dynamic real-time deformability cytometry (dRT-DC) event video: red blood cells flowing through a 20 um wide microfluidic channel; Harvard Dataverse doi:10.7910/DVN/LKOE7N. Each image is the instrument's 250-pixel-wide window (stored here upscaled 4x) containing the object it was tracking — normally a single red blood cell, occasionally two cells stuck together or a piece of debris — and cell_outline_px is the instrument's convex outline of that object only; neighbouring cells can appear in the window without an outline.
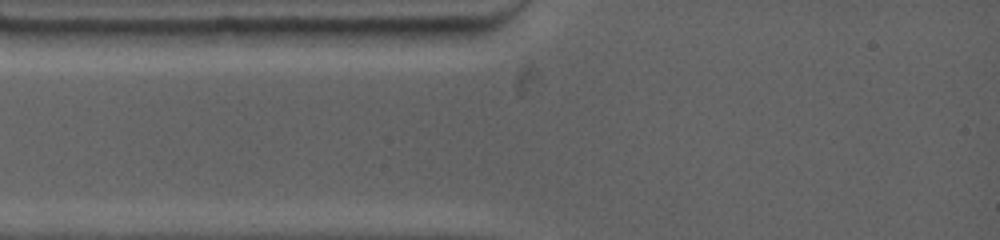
{"species": "common noctule bat (a hibernating species)", "species_latin": "Nyctalus noctula", "temperature_condition": "warm", "stored_images_in_passage": 2, "segment_of_instrument_passage": [1, 2], "camera_frame_rate_fps": 4500, "um_per_image_px": 0.085, "animal": {"sex": "female", "body_mass_g": 19.0, "forearm_length_mm": 53.3}, "frame": {"image": 1, "passage_image": 1, "time_ms": 0.0, "image_size_px": [1000, 240], "cell_outline_px": [[356, 28], [352, 44], [296, 48], [216, 44], [208, 32], [216, 28]], "centroid_in_image_um": [24.1, 3.14], "position_along_channel_um": 60.9, "area_um2": 18.38}}